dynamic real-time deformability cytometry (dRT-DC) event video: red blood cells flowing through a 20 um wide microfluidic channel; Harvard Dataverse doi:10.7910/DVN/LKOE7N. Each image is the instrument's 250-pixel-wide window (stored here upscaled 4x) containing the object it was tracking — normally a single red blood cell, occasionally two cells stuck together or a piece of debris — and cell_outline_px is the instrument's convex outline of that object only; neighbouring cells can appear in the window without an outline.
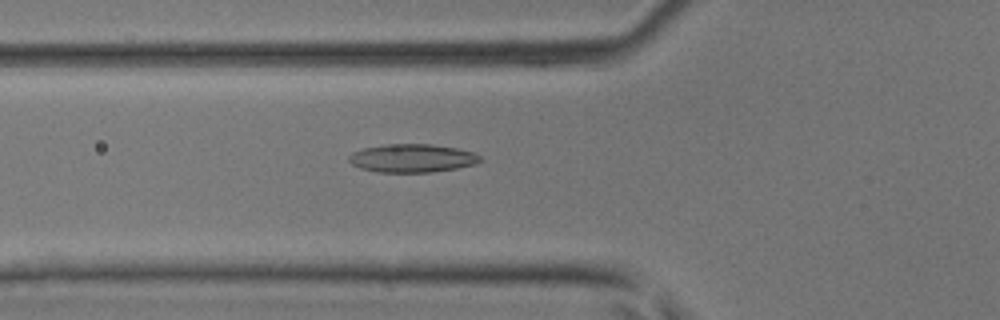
{"species": "common noctule bat (a hibernating species)", "species_latin": "Nyctalus noctula", "temperature_condition": "room temperature", "stored_images_in_passage": 45, "camera_frame_rate_fps": 3000, "um_per_image_px": 0.085, "animal": {"sex": "male", "body_mass_g": 17.9, "forearm_length_mm": 54.2}, "frame": {"image": 1, "passage_image": 17, "time_ms": 5.333, "image_size_px": [1000, 320], "cell_outline_px": [[484, 160], [476, 164], [456, 168], [432, 172], [380, 172], [360, 168], [352, 164], [348, 160], [348, 156], [352, 152], [364, 148], [388, 144], [432, 144], [456, 148], [476, 152]], "centroid_in_image_um": [35.07, 13.44], "position_along_channel_um": 90.7, "area_um2": 21.73}}
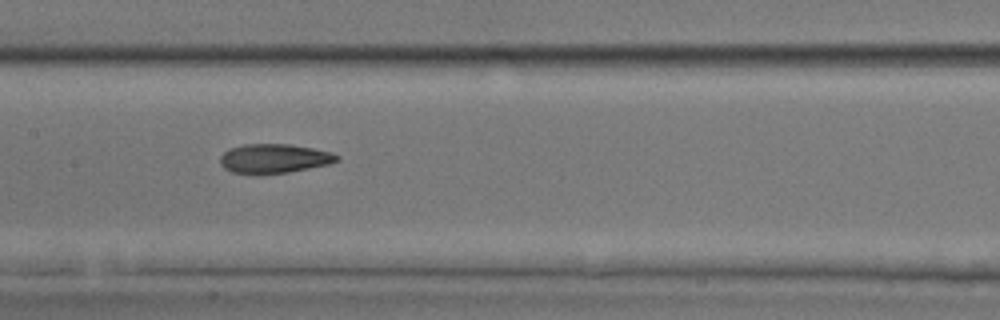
{"frame": {"image": 2, "passage_image": 23, "time_ms": 7.333, "image_size_px": [1000, 320], "cell_outline_px": [[340, 160], [328, 164], [288, 172], [232, 172], [224, 168], [220, 164], [220, 156], [228, 148], [244, 144], [288, 144], [312, 148], [332, 152], [340, 156]], "centroid_in_image_um": [23.31, 13.44], "position_along_channel_um": 184.1, "area_um2": 19.48}}
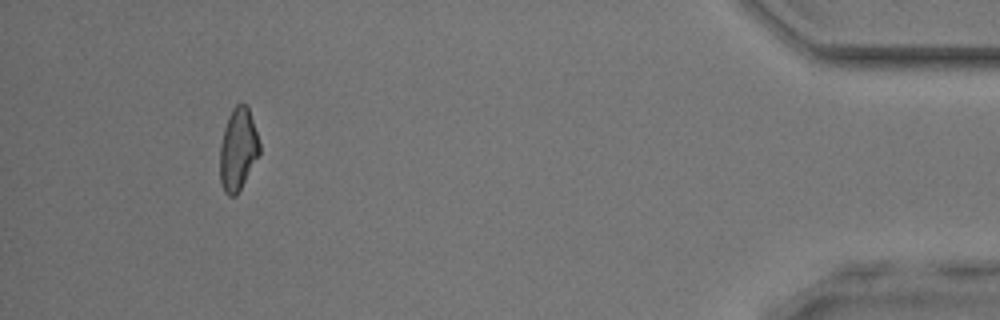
{"frame": {"image": 3, "passage_image": 42, "time_ms": 13.667, "image_size_px": [1000, 320], "cell_outline_px": [[260, 152], [236, 196], [228, 196], [224, 192], [220, 184], [220, 144], [224, 128], [228, 116], [232, 108], [240, 100], [248, 108], [260, 144]], "centroid_in_image_um": [20.2, 12.69], "position_along_channel_um": 415.0, "area_um2": 18.9}}